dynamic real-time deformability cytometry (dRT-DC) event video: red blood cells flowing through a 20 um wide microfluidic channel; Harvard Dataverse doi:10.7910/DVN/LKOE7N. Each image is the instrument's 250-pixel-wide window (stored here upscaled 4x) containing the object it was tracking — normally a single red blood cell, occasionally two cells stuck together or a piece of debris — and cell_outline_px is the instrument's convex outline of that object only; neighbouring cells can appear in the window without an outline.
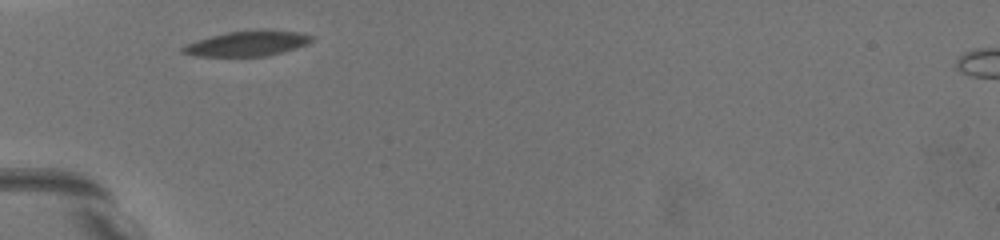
{"species": "common noctule bat (a hibernating species)", "species_latin": "Nyctalus noctula", "temperature_condition": "warm", "stored_images_in_passage": 32, "camera_frame_rate_fps": 3000, "um_per_image_px": 0.085, "animal": {"sex": "female", "body_mass_g": 19.5, "forearm_length_mm": 54.1}, "frame": {"image": 1, "passage_image": 1, "time_ms": 0.0, "image_size_px": [1000, 240], "cell_outline_px": [[312, 40], [296, 48], [264, 56], [192, 56], [180, 52], [180, 48], [184, 44], [212, 36], [228, 32], [260, 28], [300, 32], [312, 36]], "centroid_in_image_um": [20.97, 3.68], "position_along_channel_um": 64.0, "area_um2": 19.02}}
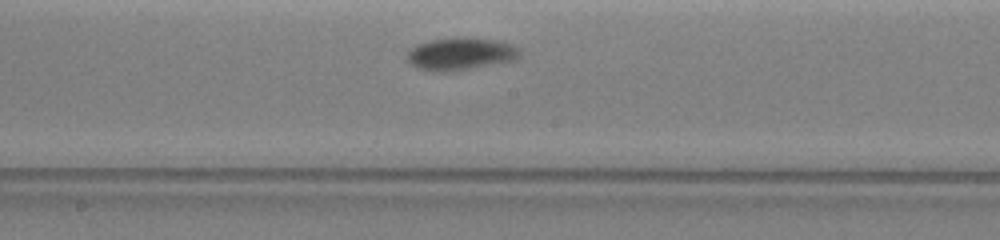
{"frame": {"image": 2, "passage_image": 16, "time_ms": 4.333, "image_size_px": [1000, 240], "cell_outline_px": [[520, 56], [516, 60], [444, 72], [416, 68], [408, 60], [408, 52], [416, 44], [432, 40], [456, 36], [464, 36], [496, 40], [520, 48]], "centroid_in_image_um": [39.16, 4.55], "position_along_channel_um": 209.0, "area_um2": 21.15}}
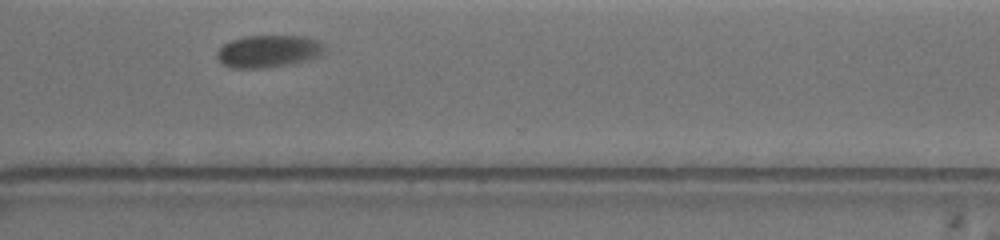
{"frame": {"image": 3, "passage_image": 30, "time_ms": 8.333, "image_size_px": [1000, 240], "cell_outline_px": [[324, 52], [320, 56], [312, 60], [288, 64], [260, 68], [232, 68], [224, 64], [216, 56], [220, 48], [224, 44], [232, 40], [244, 36], [304, 36], [316, 40], [324, 44]], "centroid_in_image_um": [22.86, 4.35], "position_along_channel_um": 347.7, "area_um2": 20.17}}